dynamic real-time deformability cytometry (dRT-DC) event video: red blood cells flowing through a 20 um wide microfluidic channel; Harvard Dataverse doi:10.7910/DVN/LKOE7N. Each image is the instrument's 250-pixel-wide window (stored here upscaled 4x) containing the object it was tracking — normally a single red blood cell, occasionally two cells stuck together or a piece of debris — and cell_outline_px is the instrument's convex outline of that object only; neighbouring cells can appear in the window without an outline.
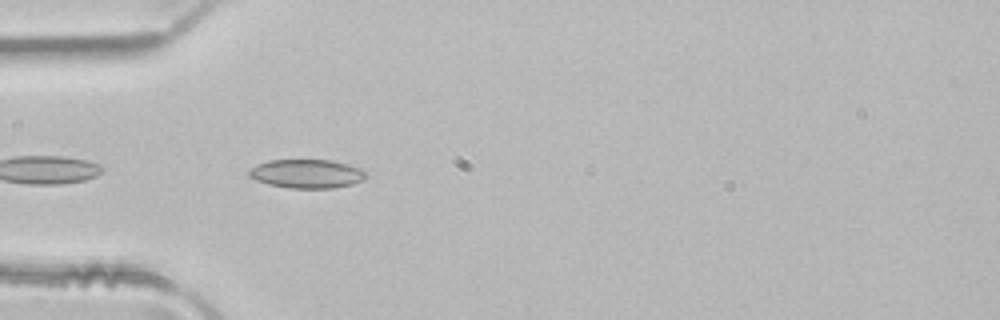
{"species": "common noctule bat (a hibernating species)", "species_latin": "Nyctalus noctula", "temperature_condition": "room temperature", "stored_images_in_passage": 4, "camera_frame_rate_fps": 3000, "um_per_image_px": 0.085, "animal": {"sex": "male", "body_mass_g": 21.5, "forearm_length_mm": 52.0}, "frame": {"image": 1, "passage_image": 4, "time_ms": 1.0, "image_size_px": [1000, 320], "cell_outline_px": [[368, 176], [364, 180], [352, 184], [332, 188], [288, 188], [268, 184], [256, 180], [248, 176], [248, 172], [256, 164], [268, 160], [332, 160], [360, 168]], "centroid_in_image_um": [26.06, 14.77], "position_along_channel_um": 58.9, "area_um2": 19.65}}